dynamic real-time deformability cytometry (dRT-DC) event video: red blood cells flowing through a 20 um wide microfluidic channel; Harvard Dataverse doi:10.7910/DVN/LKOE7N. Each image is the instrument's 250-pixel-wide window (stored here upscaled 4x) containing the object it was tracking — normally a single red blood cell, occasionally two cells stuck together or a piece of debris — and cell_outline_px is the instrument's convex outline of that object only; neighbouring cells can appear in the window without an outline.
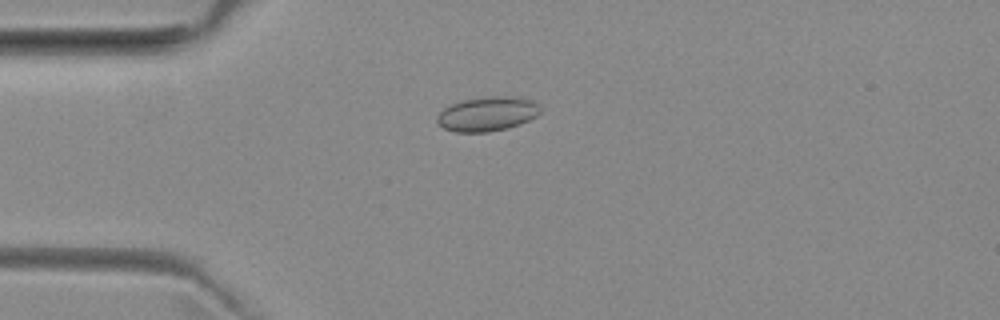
{"species": "common noctule bat (a hibernating species)", "species_latin": "Nyctalus noctula", "temperature_condition": "room temperature", "stored_images_in_passage": 52, "camera_frame_rate_fps": 3000, "um_per_image_px": 0.085, "animal": {"sex": "female", "body_mass_g": 29.2, "forearm_length_mm": 56.3}, "frame": {"image": 1, "passage_image": 13, "time_ms": 4.0, "image_size_px": [1000, 320], "cell_outline_px": [[540, 112], [536, 116], [520, 124], [508, 128], [488, 132], [456, 132], [444, 128], [436, 120], [436, 116], [444, 108], [452, 104], [464, 100], [488, 96], [504, 96], [532, 100], [540, 104]], "centroid_in_image_um": [41.43, 9.69], "position_along_channel_um": 43.6, "area_um2": 20.58}}
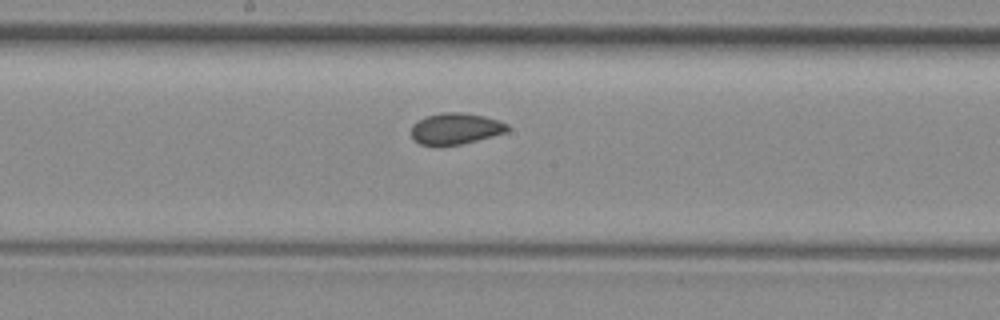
{"frame": {"image": 2, "passage_image": 27, "time_ms": 8.667, "image_size_px": [1000, 320], "cell_outline_px": [[508, 132], [460, 144], [420, 144], [412, 136], [412, 124], [428, 116], [444, 112], [460, 112], [484, 116], [508, 124]], "centroid_in_image_um": [38.75, 10.92], "position_along_channel_um": 209.5, "area_um2": 16.99}}
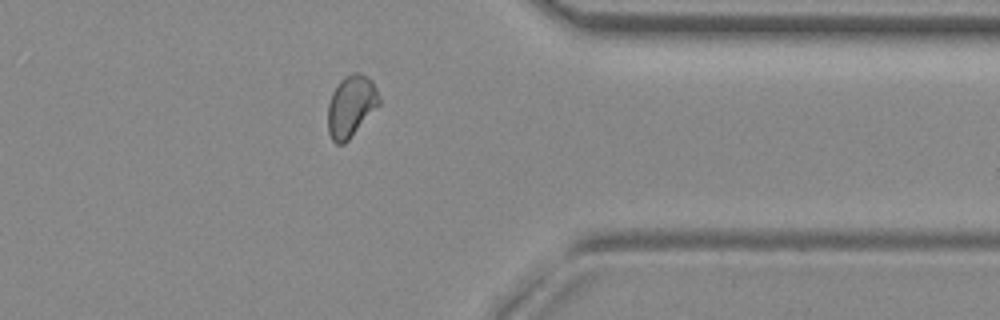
{"frame": {"image": 3, "passage_image": 41, "time_ms": 13.333, "image_size_px": [1000, 320], "cell_outline_px": [[380, 104], [348, 140], [344, 144], [336, 144], [332, 140], [328, 132], [328, 104], [332, 92], [340, 80], [344, 76], [352, 72], [360, 72], [368, 76], [372, 80], [380, 96]], "centroid_in_image_um": [29.84, 8.99], "position_along_channel_um": 381.6, "area_um2": 18.55}, "authors_computed_cell_mechanics": {"area_um2": 18.0336, "velocity_mm_per_s": 3.9587, "shape_relaxation_time_tau1_ms": null, "shape_relaxation_time_tau2_ms": 1.2857, "deformation_change_tau1": null, "deformation_change_tau2": 0.0497}}